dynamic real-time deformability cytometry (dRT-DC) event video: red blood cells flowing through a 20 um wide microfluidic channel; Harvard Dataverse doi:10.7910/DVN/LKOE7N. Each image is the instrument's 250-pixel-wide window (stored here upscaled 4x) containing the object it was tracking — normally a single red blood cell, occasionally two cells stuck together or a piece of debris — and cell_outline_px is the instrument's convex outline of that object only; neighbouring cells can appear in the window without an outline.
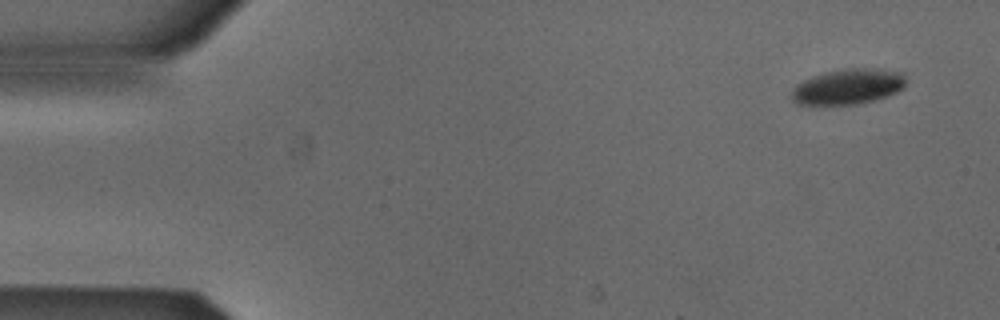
{"species": "Egyptian fruit bat (a non-hibernating species)", "species_latin": "Rousettus aegyptiacus", "temperature_condition": "cold", "stored_images_in_passage": 4, "camera_frame_rate_fps": 3000, "um_per_image_px": 0.085, "animal": {"sex": "male"}, "frame": {"image": 1, "passage_image": 1, "time_ms": 0.0, "image_size_px": [1000, 320], "cell_outline_px": [[904, 88], [888, 96], [876, 100], [856, 104], [812, 108], [796, 104], [792, 100], [792, 92], [796, 84], [812, 76], [828, 72], [848, 68], [872, 68], [904, 72]], "centroid_in_image_um": [72.03, 7.42], "position_along_channel_um": 13.0, "area_um2": 24.33}}